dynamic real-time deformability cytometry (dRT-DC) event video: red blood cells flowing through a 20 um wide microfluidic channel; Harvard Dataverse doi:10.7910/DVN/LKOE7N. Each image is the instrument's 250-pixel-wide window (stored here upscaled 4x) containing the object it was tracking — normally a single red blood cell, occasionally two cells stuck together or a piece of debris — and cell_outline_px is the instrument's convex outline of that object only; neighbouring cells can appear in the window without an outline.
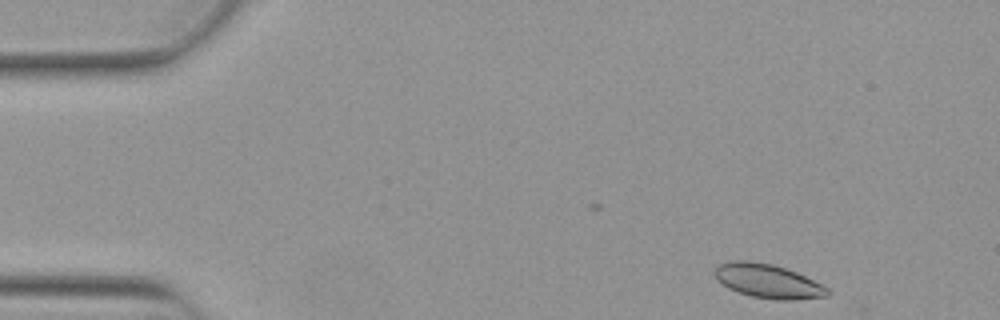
{"species": "Egyptian fruit bat (a non-hibernating species)", "species_latin": "Rousettus aegyptiacus", "temperature_condition": "warm", "stored_images_in_passage": 37, "camera_frame_rate_fps": 3000, "um_per_image_px": 0.085, "animal": {"sex": "female"}, "frame": {"image": 1, "passage_image": 2, "time_ms": 0.333, "image_size_px": [1000, 320], "cell_outline_px": [[828, 296], [792, 300], [776, 300], [752, 296], [728, 288], [720, 284], [716, 280], [712, 272], [720, 264], [732, 260], [744, 260], [772, 264], [796, 272], [828, 288]], "centroid_in_image_um": [65.21, 23.89], "position_along_channel_um": 19.8, "area_um2": 22.2}}
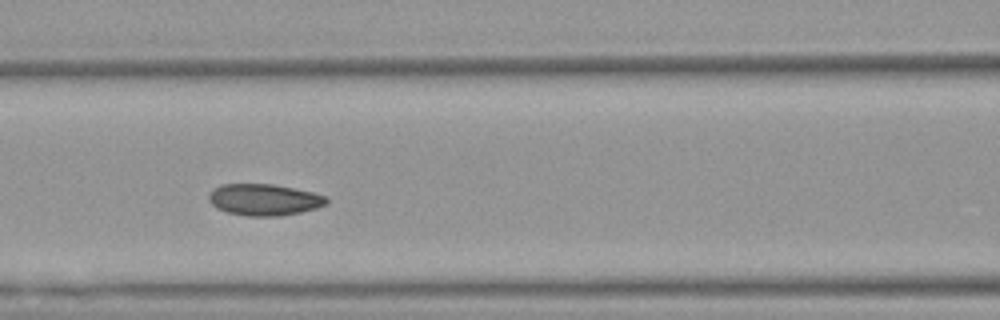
{"frame": {"image": 2, "passage_image": 19, "time_ms": 6.0, "image_size_px": [1000, 320], "cell_outline_px": [[328, 204], [316, 208], [300, 212], [276, 216], [248, 216], [228, 212], [216, 208], [208, 200], [208, 196], [220, 184], [272, 184], [312, 192], [328, 196]], "centroid_in_image_um": [22.47, 16.97], "position_along_channel_um": 144.1, "area_um2": 21.5}}
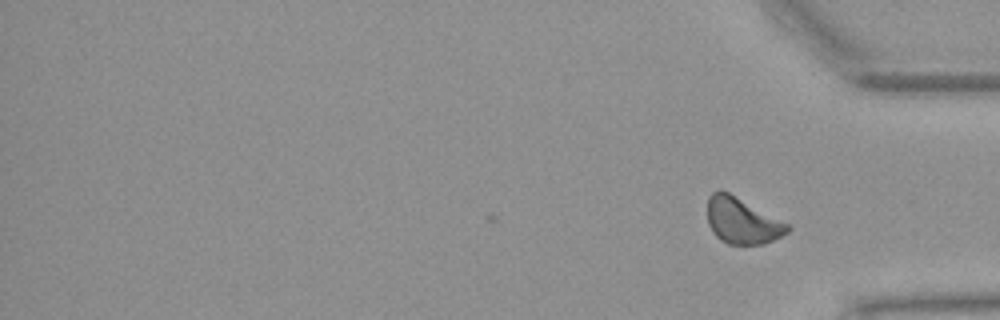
{"frame": {"image": 3, "passage_image": 37, "time_ms": 12.0, "image_size_px": [1000, 320], "cell_outline_px": [[792, 228], [788, 232], [764, 244], [728, 244], [720, 240], [712, 232], [708, 224], [708, 196], [712, 192], [720, 188], [728, 192], [788, 224]], "centroid_in_image_um": [63.04, 18.76], "position_along_channel_um": 372.2, "area_um2": 21.33}, "authors_computed_cell_mechanics": {"area_um2": 21.5016, "velocity_mm_per_s": 3.8517, "shape_relaxation_time_tau1_ms": 8.1907, "shape_relaxation_time_tau2_ms": 5.0458, "deformation_change_tau1": 0.1003, "deformation_change_tau2": 0.0797}}